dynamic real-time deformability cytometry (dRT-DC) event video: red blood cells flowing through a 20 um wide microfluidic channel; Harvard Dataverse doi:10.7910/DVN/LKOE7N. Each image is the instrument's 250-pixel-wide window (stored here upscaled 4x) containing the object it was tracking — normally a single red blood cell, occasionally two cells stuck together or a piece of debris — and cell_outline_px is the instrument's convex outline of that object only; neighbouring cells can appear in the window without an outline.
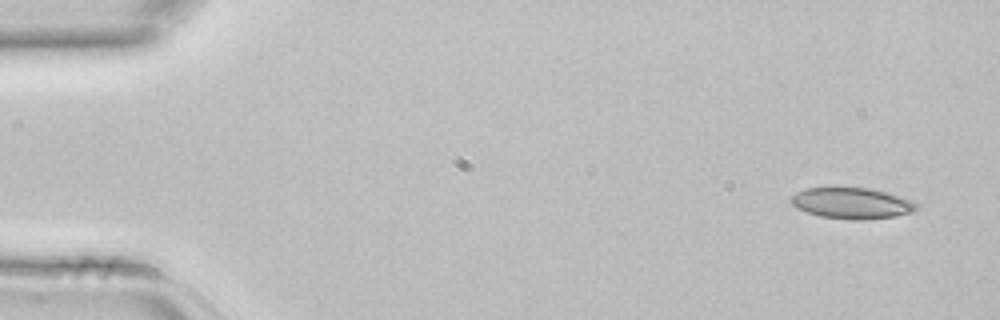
{"species": "common noctule bat (a hibernating species)", "species_latin": "Nyctalus noctula", "temperature_condition": "room temperature", "stored_images_in_passage": 6, "camera_frame_rate_fps": 3000, "um_per_image_px": 0.085, "animal": {"sex": "female", "body_mass_g": 22.7, "forearm_length_mm": 54.2}, "frame": {"image": 1, "passage_image": 1, "time_ms": 0.0, "image_size_px": [1000, 320], "cell_outline_px": [[916, 208], [912, 212], [896, 216], [864, 220], [848, 220], [820, 216], [796, 208], [792, 204], [792, 196], [796, 192], [804, 188], [868, 188], [888, 192], [912, 200], [916, 204]], "centroid_in_image_um": [72.41, 17.28], "position_along_channel_um": 12.6, "area_um2": 22.66}}
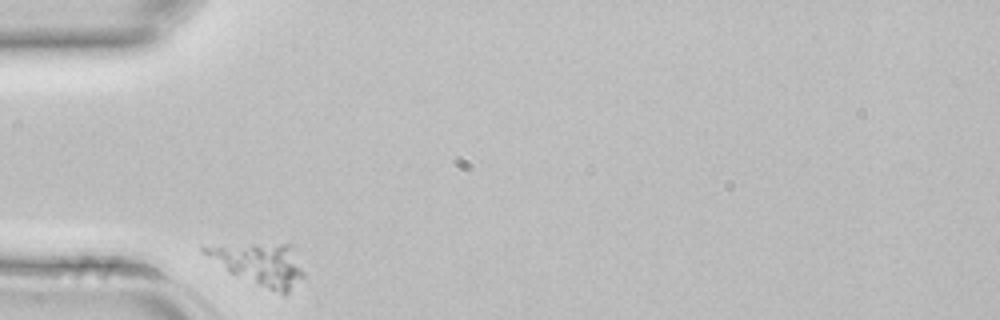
{"frame": {"image": 2, "passage_image": 4, "time_ms": 1.0, "image_size_px": [1000, 320], "cell_outline_px": [[304, 276], [288, 292], [280, 292], [228, 272], [200, 252], [200, 248], [252, 244], [292, 244], [304, 272]], "centroid_in_image_um": [22.11, 22.42], "position_along_channel_um": 62.9, "area_um2": 23.35}}
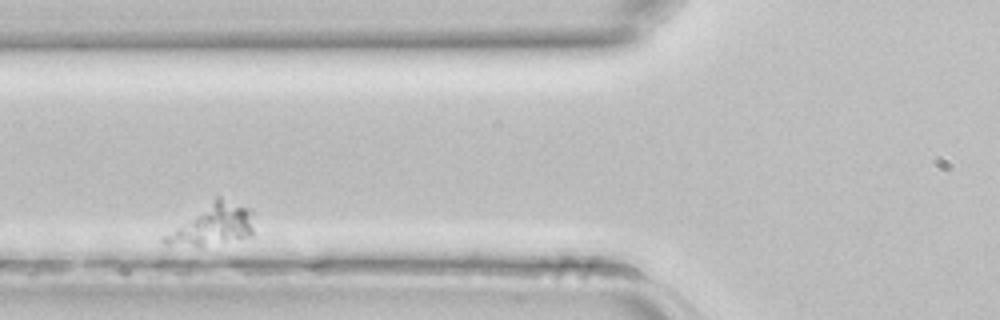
{"frame": {"image": 3, "passage_image": 5, "time_ms": 1.333, "image_size_px": [1000, 320], "cell_outline_px": [[252, 236], [200, 244], [164, 244], [160, 240], [164, 236], [216, 196], [220, 196], [248, 208], [252, 212]], "centroid_in_image_um": [18.11, 19.05], "position_along_channel_um": 107.7, "area_um2": 20.0}}